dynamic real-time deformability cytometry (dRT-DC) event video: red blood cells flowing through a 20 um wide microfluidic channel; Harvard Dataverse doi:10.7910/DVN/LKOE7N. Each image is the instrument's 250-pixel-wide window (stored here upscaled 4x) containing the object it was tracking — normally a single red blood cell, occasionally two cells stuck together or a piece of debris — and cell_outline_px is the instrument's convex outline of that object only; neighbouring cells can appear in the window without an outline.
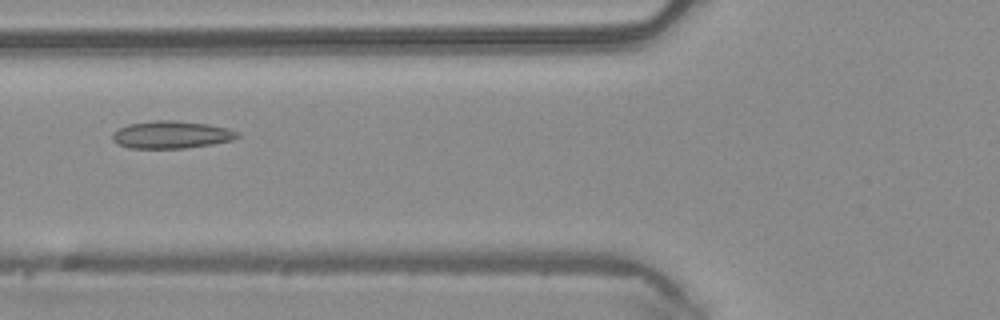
{"species": "common noctule bat (a hibernating species)", "species_latin": "Nyctalus noctula", "temperature_condition": "warm", "stored_images_in_passage": 49, "camera_frame_rate_fps": 3000, "um_per_image_px": 0.085, "animal": {"sex": "male", "body_mass_g": 20.4}, "frame": {"image": 1, "passage_image": 19, "time_ms": 6.0, "image_size_px": [1000, 320], "cell_outline_px": [[240, 136], [232, 140], [212, 144], [184, 148], [128, 148], [116, 144], [112, 140], [112, 132], [128, 124], [156, 120], [176, 120], [208, 124], [228, 128], [240, 132]], "centroid_in_image_um": [14.56, 11.45], "position_along_channel_um": 111.2, "area_um2": 20.17}}
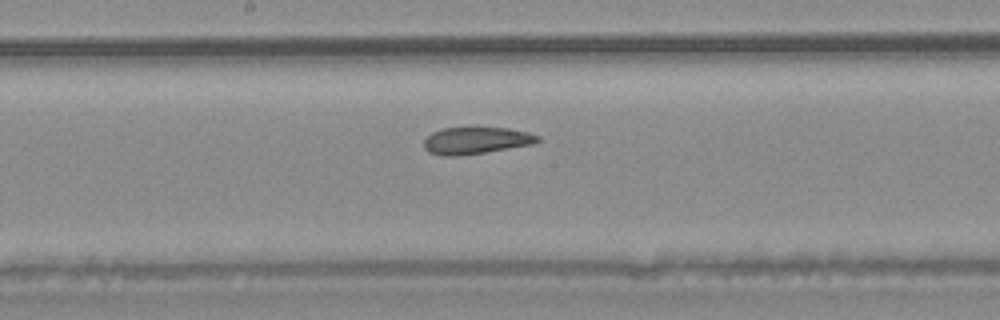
{"frame": {"image": 2, "passage_image": 26, "time_ms": 8.333, "image_size_px": [1000, 320], "cell_outline_px": [[540, 140], [536, 144], [460, 156], [444, 156], [428, 152], [424, 148], [424, 140], [432, 132], [440, 128], [508, 128], [528, 132], [540, 136]], "centroid_in_image_um": [40.48, 11.95], "position_along_channel_um": 207.7, "area_um2": 17.98}}
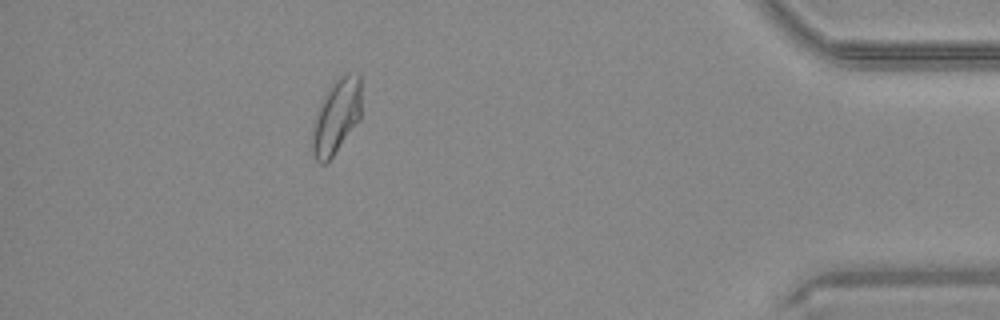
{"frame": {"image": 3, "passage_image": 44, "time_ms": 14.333, "image_size_px": [1000, 320], "cell_outline_px": [[360, 120], [332, 156], [324, 164], [320, 164], [316, 160], [312, 152], [312, 128], [320, 100], [328, 88], [340, 76], [348, 72], [360, 76]], "centroid_in_image_um": [28.57, 9.89], "position_along_channel_um": 406.6, "area_um2": 21.27}, "authors_computed_cell_mechanics": {"area_um2": 20.5768, "velocity_mm_per_s": 4.1346, "shape_relaxation_time_tau1_ms": null, "shape_relaxation_time_tau2_ms": 2.288, "deformation_change_tau1": null, "deformation_change_tau2": 0.0741}}